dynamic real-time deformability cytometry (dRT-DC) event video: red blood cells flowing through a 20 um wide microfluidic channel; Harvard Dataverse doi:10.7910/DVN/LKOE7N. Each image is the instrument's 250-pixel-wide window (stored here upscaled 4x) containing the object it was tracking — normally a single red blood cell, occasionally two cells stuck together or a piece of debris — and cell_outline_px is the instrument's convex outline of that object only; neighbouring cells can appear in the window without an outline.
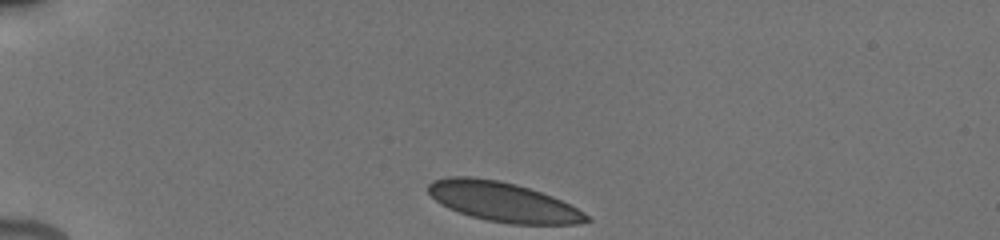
{"species": "human", "species_latin": "Homo sapiens", "temperature_condition": "cold", "stored_images_in_passage": 46, "camera_frame_rate_fps": 3000, "um_per_image_px": 0.085, "donor": {"sex": "male"}, "frame": {"image": 1, "passage_image": 1, "time_ms": 0.0, "image_size_px": [1000, 240], "cell_outline_px": [[592, 220], [576, 224], [508, 224], [488, 220], [472, 216], [448, 208], [440, 204], [428, 192], [428, 184], [432, 180], [448, 176], [472, 176], [500, 180], [516, 184], [552, 196], [584, 212]], "centroid_in_image_um": [42.73, 17.14], "position_along_channel_um": 42.3, "area_um2": 36.36}}
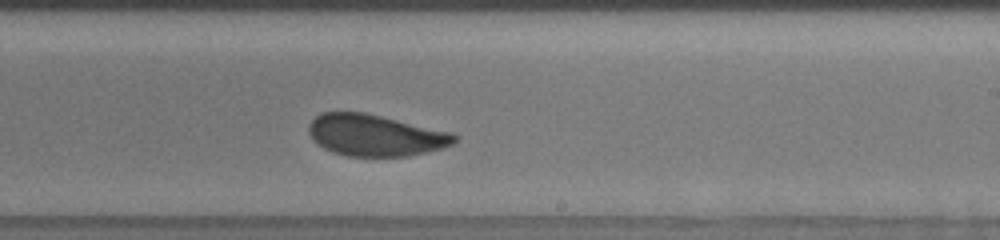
{"frame": {"image": 2, "passage_image": 26, "time_ms": 7.0, "image_size_px": [1000, 240], "cell_outline_px": [[456, 140], [452, 144], [440, 148], [408, 156], [348, 156], [332, 152], [316, 144], [312, 140], [308, 132], [308, 124], [316, 116], [324, 112], [364, 112], [452, 132], [456, 136]], "centroid_in_image_um": [31.84, 11.49], "position_along_channel_um": 257.2, "area_um2": 35.14}}
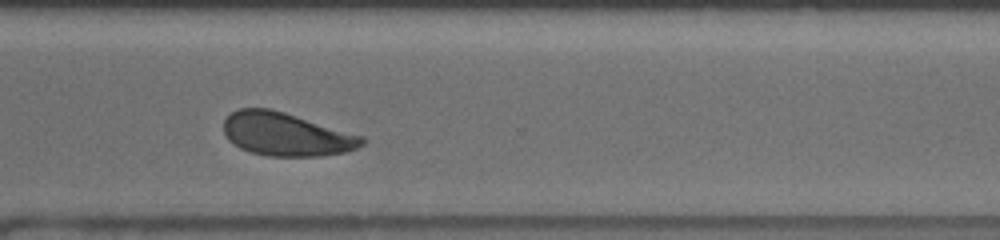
{"frame": {"image": 3, "passage_image": 36, "time_ms": 9.333, "image_size_px": [1000, 240], "cell_outline_px": [[368, 140], [364, 144], [356, 148], [344, 152], [320, 156], [268, 156], [252, 152], [240, 148], [228, 140], [224, 132], [224, 120], [232, 112], [240, 108], [268, 108], [284, 112], [364, 136]], "centroid_in_image_um": [24.34, 11.41], "position_along_channel_um": 346.3, "area_um2": 34.8}, "authors_computed_cell_mechanics": {"area_um2": 35.8071, "velocity_mm_per_s": 3.8087, "shape_relaxation_time_tau1_ms": 5.2416, "shape_relaxation_time_tau2_ms": null, "deformation_change_tau1": 0.0994, "deformation_change_tau2": null}}